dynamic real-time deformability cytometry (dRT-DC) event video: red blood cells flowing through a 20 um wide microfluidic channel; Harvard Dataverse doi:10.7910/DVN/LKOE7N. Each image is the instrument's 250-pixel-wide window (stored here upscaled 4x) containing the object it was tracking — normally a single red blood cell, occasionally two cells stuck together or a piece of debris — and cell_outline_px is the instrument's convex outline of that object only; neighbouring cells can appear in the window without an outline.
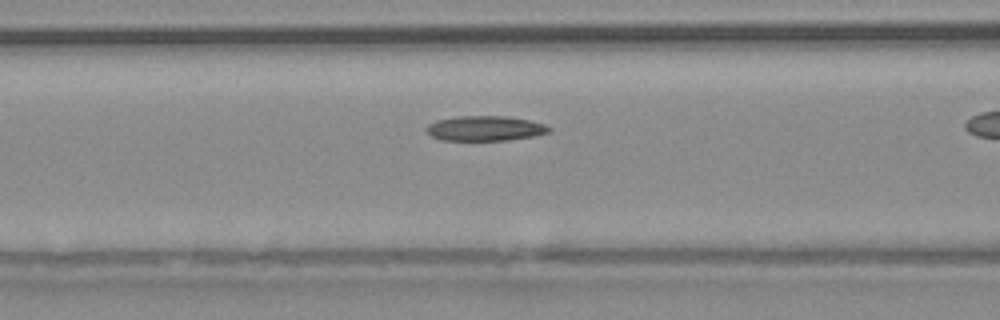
{"species": "common noctule bat (a hibernating species)", "species_latin": "Nyctalus noctula", "temperature_condition": "warm", "stored_images_in_passage": 30, "camera_frame_rate_fps": 3000, "um_per_image_px": 0.085, "animal": {"sex": "male", "body_mass_g": 20.4}, "frame": {"image": 1, "passage_image": 9, "time_ms": 2.667, "image_size_px": [1000, 320], "cell_outline_px": [[552, 132], [532, 136], [508, 140], [440, 140], [432, 136], [424, 128], [428, 124], [436, 120], [456, 116], [508, 116], [528, 120], [544, 124], [552, 128]], "centroid_in_image_um": [41.22, 10.9], "position_along_channel_um": 125.4, "area_um2": 17.92}}